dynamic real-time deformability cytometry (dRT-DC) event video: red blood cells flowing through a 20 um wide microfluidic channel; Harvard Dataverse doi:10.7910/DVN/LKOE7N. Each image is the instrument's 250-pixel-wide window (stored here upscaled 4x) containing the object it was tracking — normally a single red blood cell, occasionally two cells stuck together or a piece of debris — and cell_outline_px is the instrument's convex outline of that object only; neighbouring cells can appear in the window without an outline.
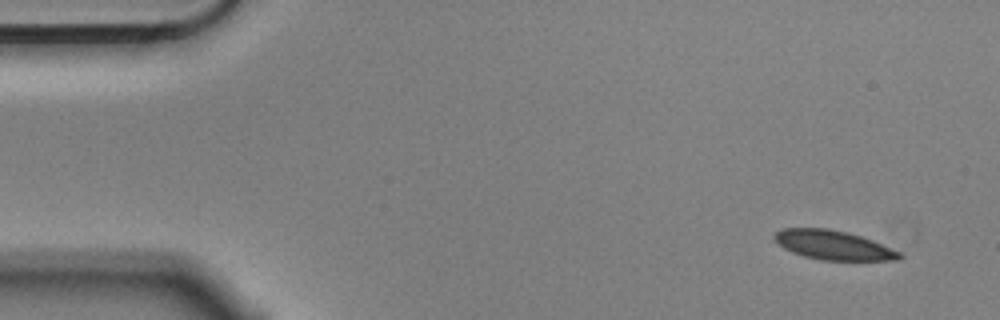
{"species": "Egyptian fruit bat (a non-hibernating species)", "species_latin": "Rousettus aegyptiacus", "temperature_condition": "cold", "stored_images_in_passage": 5, "camera_frame_rate_fps": 3000, "um_per_image_px": 0.085, "animal": {"sex": "male"}, "frame": {"image": 1, "passage_image": 1, "time_ms": 0.0, "image_size_px": [1000, 320], "cell_outline_px": [[904, 256], [900, 260], [820, 260], [804, 256], [792, 252], [776, 244], [772, 240], [772, 236], [776, 232], [784, 228], [828, 228], [848, 232], [872, 240], [900, 252]], "centroid_in_image_um": [70.79, 20.83], "position_along_channel_um": 14.2, "area_um2": 21.44}}
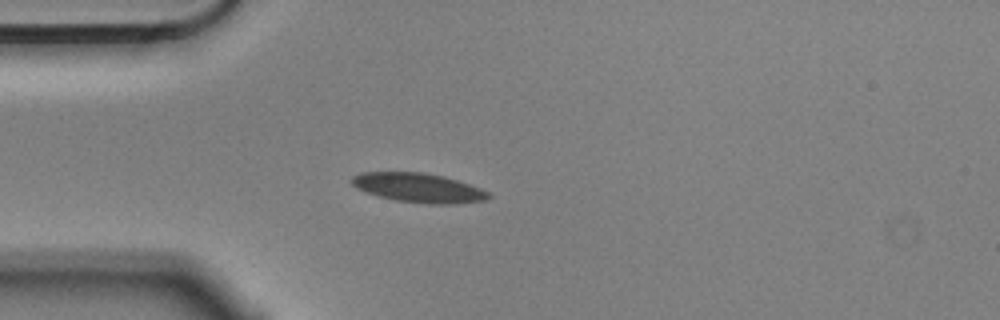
{"frame": {"image": 2, "passage_image": 4, "time_ms": 1.0, "image_size_px": [1000, 320], "cell_outline_px": [[492, 196], [488, 200], [456, 204], [428, 204], [396, 200], [364, 192], [356, 188], [352, 184], [352, 176], [360, 172], [424, 172], [444, 176], [480, 188], [488, 192]], "centroid_in_image_um": [35.58, 15.96], "position_along_channel_um": 49.4, "area_um2": 23.41}}